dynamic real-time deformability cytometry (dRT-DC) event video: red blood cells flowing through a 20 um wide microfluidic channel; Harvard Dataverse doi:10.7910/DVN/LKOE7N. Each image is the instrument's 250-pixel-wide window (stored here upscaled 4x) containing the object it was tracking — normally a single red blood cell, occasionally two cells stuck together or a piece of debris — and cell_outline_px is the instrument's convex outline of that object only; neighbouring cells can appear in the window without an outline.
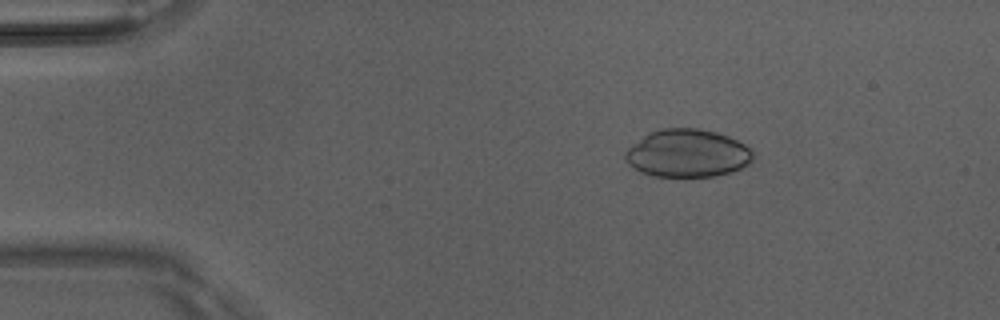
{"species": "Egyptian fruit bat (a non-hibernating species)", "species_latin": "Rousettus aegyptiacus", "temperature_condition": "room temperature", "stored_images_in_passage": 3, "camera_frame_rate_fps": 3000, "um_per_image_px": 0.085, "animal": {"sex": "male"}, "frame": {"image": 1, "passage_image": 1, "time_ms": 0.0, "image_size_px": [1000, 320], "cell_outline_px": [[756, 152], [752, 164], [732, 172], [716, 176], [652, 176], [640, 172], [628, 164], [624, 156], [624, 152], [632, 144], [648, 132], [660, 128], [700, 128], [716, 132], [728, 136], [744, 144]], "centroid_in_image_um": [58.46, 13.03], "position_along_channel_um": 26.5, "area_um2": 36.18}}